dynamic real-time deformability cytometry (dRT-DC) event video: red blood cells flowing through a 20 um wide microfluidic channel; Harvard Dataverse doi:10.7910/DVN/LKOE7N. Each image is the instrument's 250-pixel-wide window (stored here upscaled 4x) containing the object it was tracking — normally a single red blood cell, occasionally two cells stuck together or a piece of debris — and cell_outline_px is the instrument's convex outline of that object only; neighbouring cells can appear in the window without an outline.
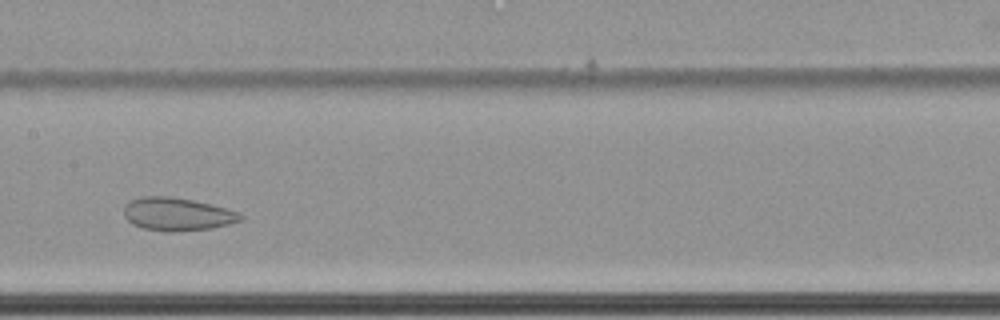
{"species": "common noctule bat (a hibernating species)", "species_latin": "Nyctalus noctula", "temperature_condition": "cold", "stored_images_in_passage": 47, "camera_frame_rate_fps": 3000, "um_per_image_px": 0.085, "animal": {"sex": "female", "body_mass_g": 22.7, "forearm_length_mm": 54.2}, "frame": {"image": 1, "passage_image": 23, "time_ms": 7.333, "image_size_px": [1000, 320], "cell_outline_px": [[244, 220], [212, 228], [180, 232], [172, 232], [144, 228], [132, 224], [124, 216], [124, 204], [128, 200], [144, 196], [168, 196], [192, 200], [212, 204], [228, 208], [240, 212], [244, 216]], "centroid_in_image_um": [15.09, 18.2], "position_along_channel_um": 192.3, "area_um2": 22.77}}
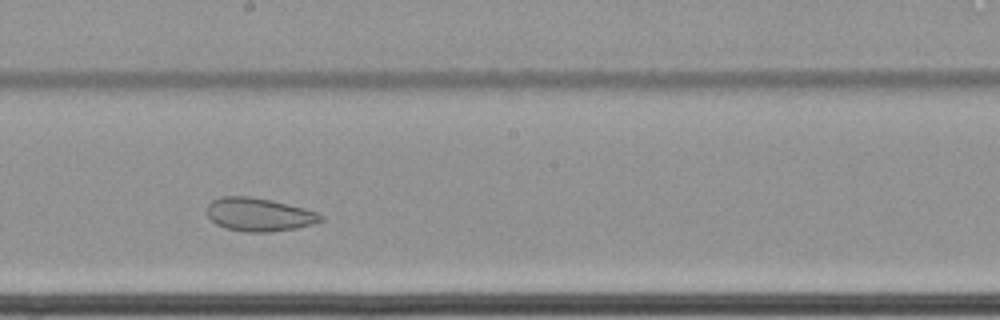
{"frame": {"image": 2, "passage_image": 26, "time_ms": 8.333, "image_size_px": [1000, 320], "cell_outline_px": [[324, 220], [312, 224], [296, 228], [268, 232], [244, 232], [224, 228], [216, 224], [208, 216], [208, 204], [212, 200], [224, 196], [248, 196], [272, 200], [304, 208], [316, 212], [324, 216]], "centroid_in_image_um": [22.02, 18.24], "position_along_channel_um": 226.2, "area_um2": 22.08}}
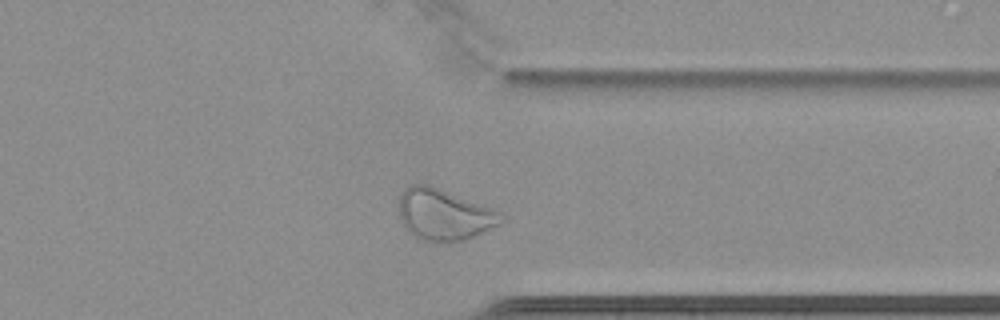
{"frame": {"image": 3, "passage_image": 39, "time_ms": 12.667, "image_size_px": [1000, 320], "cell_outline_px": [[504, 220], [464, 240], [452, 244], [420, 240], [408, 232], [404, 228], [400, 220], [400, 196], [412, 184], [428, 184], [496, 208], [504, 212]], "centroid_in_image_um": [37.76, 18.26], "position_along_channel_um": 373.6, "area_um2": 30.81}, "authors_computed_cell_mechanics": {"area_um2": 27.744, "velocity_mm_per_s": 3.3928, "shape_relaxation_time_tau1_ms": null, "shape_relaxation_time_tau2_ms": 1.8708, "deformation_change_tau1": null, "deformation_change_tau2": 0.0685}}